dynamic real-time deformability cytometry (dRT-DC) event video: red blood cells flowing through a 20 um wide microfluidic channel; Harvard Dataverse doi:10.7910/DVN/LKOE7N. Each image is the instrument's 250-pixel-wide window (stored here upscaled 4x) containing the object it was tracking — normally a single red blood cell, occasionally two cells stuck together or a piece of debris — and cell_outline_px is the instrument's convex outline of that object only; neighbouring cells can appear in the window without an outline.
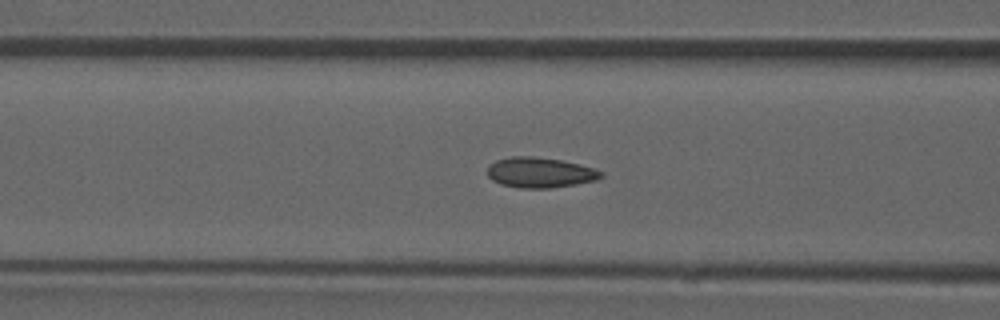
{"species": "common noctule bat (a hibernating species)", "species_latin": "Nyctalus noctula", "temperature_condition": "room temperature", "stored_images_in_passage": 38, "camera_frame_rate_fps": 3000, "um_per_image_px": 0.085, "animal": {"sex": "male", "forearm_length_mm": 52.5}, "frame": {"image": 1, "passage_image": 6, "time_ms": 1.667, "image_size_px": [1000, 320], "cell_outline_px": [[604, 176], [596, 180], [576, 184], [548, 188], [520, 188], [500, 184], [492, 180], [488, 176], [488, 168], [496, 160], [512, 156], [532, 156], [560, 160], [580, 164], [604, 172]], "centroid_in_image_um": [45.91, 14.67], "position_along_channel_um": 120.7, "area_um2": 20.0}, "authors_computed_cell_mechanics": {"area_um2": 19.0451, "velocity_mm_per_s": 3.887, "shape_relaxation_time_tau1_ms": null, "shape_relaxation_time_tau2_ms": 1.1104, "deformation_change_tau1": null, "deformation_change_tau2": 0.0545}}